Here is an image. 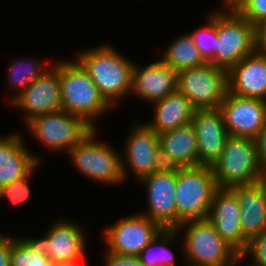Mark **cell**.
<instances>
[{"mask_svg":"<svg viewBox=\"0 0 266 266\" xmlns=\"http://www.w3.org/2000/svg\"><path fill=\"white\" fill-rule=\"evenodd\" d=\"M135 124L126 138L127 141L124 142L126 146L123 155L121 154V161L124 179H127V174L132 171L139 181L153 173V163L160 147V139L159 134L146 124Z\"/></svg>","mask_w":266,"mask_h":266,"instance_id":"cell-15","label":"cell"},{"mask_svg":"<svg viewBox=\"0 0 266 266\" xmlns=\"http://www.w3.org/2000/svg\"><path fill=\"white\" fill-rule=\"evenodd\" d=\"M80 51L75 59L88 72L112 107L132 93L133 61L107 44Z\"/></svg>","mask_w":266,"mask_h":266,"instance_id":"cell-1","label":"cell"},{"mask_svg":"<svg viewBox=\"0 0 266 266\" xmlns=\"http://www.w3.org/2000/svg\"><path fill=\"white\" fill-rule=\"evenodd\" d=\"M228 91L266 101V54L256 50L228 70Z\"/></svg>","mask_w":266,"mask_h":266,"instance_id":"cell-19","label":"cell"},{"mask_svg":"<svg viewBox=\"0 0 266 266\" xmlns=\"http://www.w3.org/2000/svg\"><path fill=\"white\" fill-rule=\"evenodd\" d=\"M162 229L158 223L140 212L107 226L101 235L108 251L137 256Z\"/></svg>","mask_w":266,"mask_h":266,"instance_id":"cell-11","label":"cell"},{"mask_svg":"<svg viewBox=\"0 0 266 266\" xmlns=\"http://www.w3.org/2000/svg\"><path fill=\"white\" fill-rule=\"evenodd\" d=\"M260 183L262 184V186L265 188L266 191V175H261Z\"/></svg>","mask_w":266,"mask_h":266,"instance_id":"cell-38","label":"cell"},{"mask_svg":"<svg viewBox=\"0 0 266 266\" xmlns=\"http://www.w3.org/2000/svg\"><path fill=\"white\" fill-rule=\"evenodd\" d=\"M51 68L32 82L11 104L19 108L24 123L37 116L61 110L60 61L50 63Z\"/></svg>","mask_w":266,"mask_h":266,"instance_id":"cell-12","label":"cell"},{"mask_svg":"<svg viewBox=\"0 0 266 266\" xmlns=\"http://www.w3.org/2000/svg\"><path fill=\"white\" fill-rule=\"evenodd\" d=\"M243 261L242 260V257L240 256L232 265L230 266H239L240 265V262ZM238 264V265H237Z\"/></svg>","mask_w":266,"mask_h":266,"instance_id":"cell-39","label":"cell"},{"mask_svg":"<svg viewBox=\"0 0 266 266\" xmlns=\"http://www.w3.org/2000/svg\"><path fill=\"white\" fill-rule=\"evenodd\" d=\"M191 124L198 143L199 166L212 167L220 158L229 133L217 109H196Z\"/></svg>","mask_w":266,"mask_h":266,"instance_id":"cell-17","label":"cell"},{"mask_svg":"<svg viewBox=\"0 0 266 266\" xmlns=\"http://www.w3.org/2000/svg\"><path fill=\"white\" fill-rule=\"evenodd\" d=\"M71 220L58 219L42 238H20L30 249L45 255L59 266L81 265L86 251L87 237L80 225Z\"/></svg>","mask_w":266,"mask_h":266,"instance_id":"cell-8","label":"cell"},{"mask_svg":"<svg viewBox=\"0 0 266 266\" xmlns=\"http://www.w3.org/2000/svg\"><path fill=\"white\" fill-rule=\"evenodd\" d=\"M183 34V35H182ZM175 38L170 46H167L160 59L175 71L186 68H192L203 65L206 61L203 59L199 49L191 40L188 33H182Z\"/></svg>","mask_w":266,"mask_h":266,"instance_id":"cell-24","label":"cell"},{"mask_svg":"<svg viewBox=\"0 0 266 266\" xmlns=\"http://www.w3.org/2000/svg\"><path fill=\"white\" fill-rule=\"evenodd\" d=\"M181 167L162 147H159L153 163V172L177 173Z\"/></svg>","mask_w":266,"mask_h":266,"instance_id":"cell-32","label":"cell"},{"mask_svg":"<svg viewBox=\"0 0 266 266\" xmlns=\"http://www.w3.org/2000/svg\"><path fill=\"white\" fill-rule=\"evenodd\" d=\"M238 0H224L223 7H232Z\"/></svg>","mask_w":266,"mask_h":266,"instance_id":"cell-37","label":"cell"},{"mask_svg":"<svg viewBox=\"0 0 266 266\" xmlns=\"http://www.w3.org/2000/svg\"><path fill=\"white\" fill-rule=\"evenodd\" d=\"M133 67L132 94L151 103L177 90L178 72L161 59L142 67Z\"/></svg>","mask_w":266,"mask_h":266,"instance_id":"cell-18","label":"cell"},{"mask_svg":"<svg viewBox=\"0 0 266 266\" xmlns=\"http://www.w3.org/2000/svg\"><path fill=\"white\" fill-rule=\"evenodd\" d=\"M206 19V25L187 33L199 49L203 59L206 62H211L216 56L217 10L210 13Z\"/></svg>","mask_w":266,"mask_h":266,"instance_id":"cell-27","label":"cell"},{"mask_svg":"<svg viewBox=\"0 0 266 266\" xmlns=\"http://www.w3.org/2000/svg\"><path fill=\"white\" fill-rule=\"evenodd\" d=\"M240 212L236 193L231 188L218 187L212 198L208 219L220 236L241 255L249 241L242 233Z\"/></svg>","mask_w":266,"mask_h":266,"instance_id":"cell-16","label":"cell"},{"mask_svg":"<svg viewBox=\"0 0 266 266\" xmlns=\"http://www.w3.org/2000/svg\"><path fill=\"white\" fill-rule=\"evenodd\" d=\"M152 104L153 119L145 124L158 134L191 124L196 111L195 106L178 89Z\"/></svg>","mask_w":266,"mask_h":266,"instance_id":"cell-22","label":"cell"},{"mask_svg":"<svg viewBox=\"0 0 266 266\" xmlns=\"http://www.w3.org/2000/svg\"><path fill=\"white\" fill-rule=\"evenodd\" d=\"M17 60L9 64L8 83L11 90H16L12 95L9 103L11 104L21 93H23L28 86L36 79L41 77L47 70L51 68L50 65L45 66L42 61L35 58H16ZM44 64V65H43Z\"/></svg>","mask_w":266,"mask_h":266,"instance_id":"cell-25","label":"cell"},{"mask_svg":"<svg viewBox=\"0 0 266 266\" xmlns=\"http://www.w3.org/2000/svg\"><path fill=\"white\" fill-rule=\"evenodd\" d=\"M240 206L243 236L250 241L266 230V191L260 182L231 187Z\"/></svg>","mask_w":266,"mask_h":266,"instance_id":"cell-21","label":"cell"},{"mask_svg":"<svg viewBox=\"0 0 266 266\" xmlns=\"http://www.w3.org/2000/svg\"><path fill=\"white\" fill-rule=\"evenodd\" d=\"M12 252V237L0 233V266H10Z\"/></svg>","mask_w":266,"mask_h":266,"instance_id":"cell-34","label":"cell"},{"mask_svg":"<svg viewBox=\"0 0 266 266\" xmlns=\"http://www.w3.org/2000/svg\"><path fill=\"white\" fill-rule=\"evenodd\" d=\"M232 7L254 26L266 19V0H238Z\"/></svg>","mask_w":266,"mask_h":266,"instance_id":"cell-30","label":"cell"},{"mask_svg":"<svg viewBox=\"0 0 266 266\" xmlns=\"http://www.w3.org/2000/svg\"><path fill=\"white\" fill-rule=\"evenodd\" d=\"M26 125L32 138L53 153L70 151L95 129L83 117L62 109L37 116Z\"/></svg>","mask_w":266,"mask_h":266,"instance_id":"cell-9","label":"cell"},{"mask_svg":"<svg viewBox=\"0 0 266 266\" xmlns=\"http://www.w3.org/2000/svg\"><path fill=\"white\" fill-rule=\"evenodd\" d=\"M22 135L11 133L0 137V187L26 176L40 157L28 151Z\"/></svg>","mask_w":266,"mask_h":266,"instance_id":"cell-20","label":"cell"},{"mask_svg":"<svg viewBox=\"0 0 266 266\" xmlns=\"http://www.w3.org/2000/svg\"><path fill=\"white\" fill-rule=\"evenodd\" d=\"M255 49L266 54V19L255 25Z\"/></svg>","mask_w":266,"mask_h":266,"instance_id":"cell-35","label":"cell"},{"mask_svg":"<svg viewBox=\"0 0 266 266\" xmlns=\"http://www.w3.org/2000/svg\"><path fill=\"white\" fill-rule=\"evenodd\" d=\"M212 169L219 188L260 182L263 167L258 161L255 139L229 135L225 148Z\"/></svg>","mask_w":266,"mask_h":266,"instance_id":"cell-5","label":"cell"},{"mask_svg":"<svg viewBox=\"0 0 266 266\" xmlns=\"http://www.w3.org/2000/svg\"><path fill=\"white\" fill-rule=\"evenodd\" d=\"M262 175H266V165L263 167Z\"/></svg>","mask_w":266,"mask_h":266,"instance_id":"cell-40","label":"cell"},{"mask_svg":"<svg viewBox=\"0 0 266 266\" xmlns=\"http://www.w3.org/2000/svg\"><path fill=\"white\" fill-rule=\"evenodd\" d=\"M258 161L262 167L266 165V125L255 138Z\"/></svg>","mask_w":266,"mask_h":266,"instance_id":"cell-36","label":"cell"},{"mask_svg":"<svg viewBox=\"0 0 266 266\" xmlns=\"http://www.w3.org/2000/svg\"><path fill=\"white\" fill-rule=\"evenodd\" d=\"M10 266H59L51 259L30 249L19 237H12Z\"/></svg>","mask_w":266,"mask_h":266,"instance_id":"cell-28","label":"cell"},{"mask_svg":"<svg viewBox=\"0 0 266 266\" xmlns=\"http://www.w3.org/2000/svg\"><path fill=\"white\" fill-rule=\"evenodd\" d=\"M218 188L212 167H184L177 172L175 201L177 227L186 221L207 219Z\"/></svg>","mask_w":266,"mask_h":266,"instance_id":"cell-4","label":"cell"},{"mask_svg":"<svg viewBox=\"0 0 266 266\" xmlns=\"http://www.w3.org/2000/svg\"><path fill=\"white\" fill-rule=\"evenodd\" d=\"M255 50V26L233 7L218 10L216 56L211 63L228 71Z\"/></svg>","mask_w":266,"mask_h":266,"instance_id":"cell-7","label":"cell"},{"mask_svg":"<svg viewBox=\"0 0 266 266\" xmlns=\"http://www.w3.org/2000/svg\"><path fill=\"white\" fill-rule=\"evenodd\" d=\"M60 84L62 110L83 117L94 128L95 121L113 108L76 59L60 61Z\"/></svg>","mask_w":266,"mask_h":266,"instance_id":"cell-2","label":"cell"},{"mask_svg":"<svg viewBox=\"0 0 266 266\" xmlns=\"http://www.w3.org/2000/svg\"><path fill=\"white\" fill-rule=\"evenodd\" d=\"M229 135L255 139L266 125V101L228 91L219 107Z\"/></svg>","mask_w":266,"mask_h":266,"instance_id":"cell-13","label":"cell"},{"mask_svg":"<svg viewBox=\"0 0 266 266\" xmlns=\"http://www.w3.org/2000/svg\"><path fill=\"white\" fill-rule=\"evenodd\" d=\"M240 256L243 260L250 257L251 266H266V230L252 238Z\"/></svg>","mask_w":266,"mask_h":266,"instance_id":"cell-31","label":"cell"},{"mask_svg":"<svg viewBox=\"0 0 266 266\" xmlns=\"http://www.w3.org/2000/svg\"><path fill=\"white\" fill-rule=\"evenodd\" d=\"M179 236L176 229H162L137 255L142 266H175V256L167 245Z\"/></svg>","mask_w":266,"mask_h":266,"instance_id":"cell-26","label":"cell"},{"mask_svg":"<svg viewBox=\"0 0 266 266\" xmlns=\"http://www.w3.org/2000/svg\"><path fill=\"white\" fill-rule=\"evenodd\" d=\"M146 186L147 213H141L163 229H177L175 191L177 173L153 172L137 181ZM144 184V185H143Z\"/></svg>","mask_w":266,"mask_h":266,"instance_id":"cell-14","label":"cell"},{"mask_svg":"<svg viewBox=\"0 0 266 266\" xmlns=\"http://www.w3.org/2000/svg\"><path fill=\"white\" fill-rule=\"evenodd\" d=\"M105 266H142L138 256L105 251Z\"/></svg>","mask_w":266,"mask_h":266,"instance_id":"cell-33","label":"cell"},{"mask_svg":"<svg viewBox=\"0 0 266 266\" xmlns=\"http://www.w3.org/2000/svg\"><path fill=\"white\" fill-rule=\"evenodd\" d=\"M176 230H185L181 250L186 266H230L240 257L208 218L186 221Z\"/></svg>","mask_w":266,"mask_h":266,"instance_id":"cell-3","label":"cell"},{"mask_svg":"<svg viewBox=\"0 0 266 266\" xmlns=\"http://www.w3.org/2000/svg\"><path fill=\"white\" fill-rule=\"evenodd\" d=\"M177 89L196 109H217L228 93V71L211 62L180 70Z\"/></svg>","mask_w":266,"mask_h":266,"instance_id":"cell-10","label":"cell"},{"mask_svg":"<svg viewBox=\"0 0 266 266\" xmlns=\"http://www.w3.org/2000/svg\"><path fill=\"white\" fill-rule=\"evenodd\" d=\"M162 147L181 168L199 166L195 129L188 124L159 134Z\"/></svg>","mask_w":266,"mask_h":266,"instance_id":"cell-23","label":"cell"},{"mask_svg":"<svg viewBox=\"0 0 266 266\" xmlns=\"http://www.w3.org/2000/svg\"><path fill=\"white\" fill-rule=\"evenodd\" d=\"M96 128L70 151L66 152L70 163L93 182L104 185L124 182L121 153L118 154L110 143L99 142Z\"/></svg>","mask_w":266,"mask_h":266,"instance_id":"cell-6","label":"cell"},{"mask_svg":"<svg viewBox=\"0 0 266 266\" xmlns=\"http://www.w3.org/2000/svg\"><path fill=\"white\" fill-rule=\"evenodd\" d=\"M38 167L39 163L23 178L14 180L10 184L0 187V200L6 197L7 200L15 206L27 201L32 191L28 183V178L32 176L33 172H35Z\"/></svg>","mask_w":266,"mask_h":266,"instance_id":"cell-29","label":"cell"}]
</instances>
